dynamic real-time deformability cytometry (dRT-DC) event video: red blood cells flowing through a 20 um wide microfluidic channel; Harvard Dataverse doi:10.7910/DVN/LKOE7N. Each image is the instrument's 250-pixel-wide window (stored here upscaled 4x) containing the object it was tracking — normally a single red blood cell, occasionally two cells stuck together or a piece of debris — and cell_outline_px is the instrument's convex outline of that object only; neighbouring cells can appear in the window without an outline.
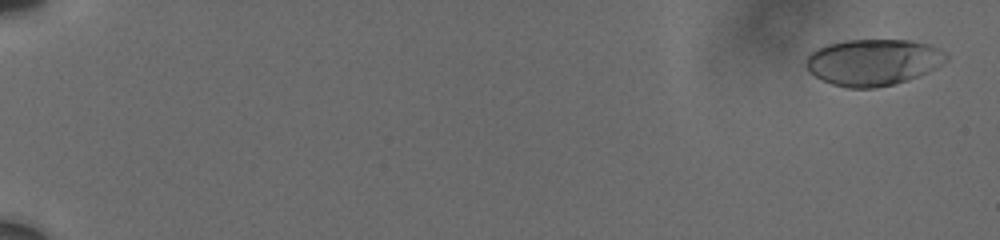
{"species": "human", "species_latin": "Homo sapiens", "temperature_condition": "cold", "stored_images_in_passage": 14, "camera_frame_rate_fps": 3000, "um_per_image_px": 0.085, "donor": {"sex": "male"}, "frame": {"image": 1, "passage_image": 1, "time_ms": 0.0, "image_size_px": [1000, 240], "cell_outline_px": [[948, 60], [944, 64], [928, 72], [908, 80], [876, 88], [848, 88], [832, 84], [808, 72], [804, 64], [804, 60], [816, 48], [828, 44], [844, 40], [908, 40], [928, 44], [944, 52], [948, 56]], "centroid_in_image_um": [74.2, 5.29], "position_along_channel_um": 10.8, "area_um2": 38.09}}
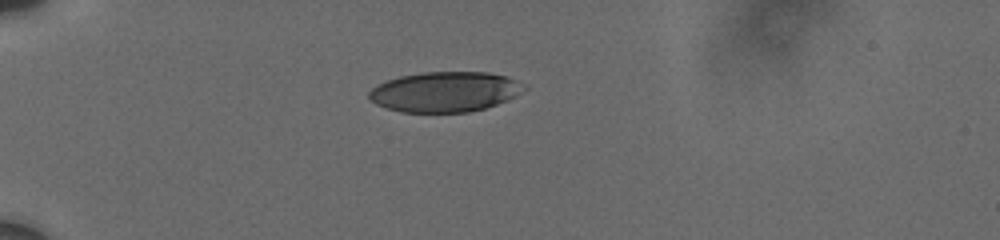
{"frame": {"image": 2, "passage_image": 10, "time_ms": 5.333, "image_size_px": [1000, 240], "cell_outline_px": [[524, 88], [508, 100], [484, 108], [468, 112], [400, 112], [376, 104], [368, 96], [368, 92], [372, 88], [388, 80], [400, 76], [424, 72], [488, 72], [504, 76], [516, 80], [524, 84]], "centroid_in_image_um": [37.8, 7.8], "position_along_channel_um": 47.2, "area_um2": 35.89}}
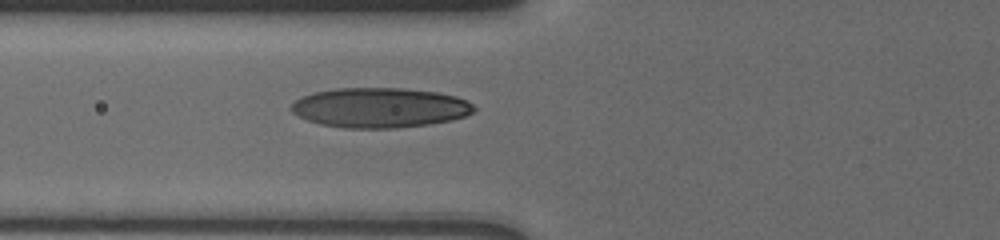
{"frame": {"image": 3, "passage_image": 14, "time_ms": 7.667, "image_size_px": [1000, 240], "cell_outline_px": [[476, 108], [472, 112], [464, 116], [452, 120], [428, 124], [396, 128], [344, 128], [320, 124], [308, 120], [292, 112], [292, 104], [296, 100], [304, 96], [316, 92], [336, 88], [404, 88], [436, 92], [456, 96], [468, 100]], "centroid_in_image_um": [32.31, 9.15], "position_along_channel_um": 93.5, "area_um2": 42.31}}